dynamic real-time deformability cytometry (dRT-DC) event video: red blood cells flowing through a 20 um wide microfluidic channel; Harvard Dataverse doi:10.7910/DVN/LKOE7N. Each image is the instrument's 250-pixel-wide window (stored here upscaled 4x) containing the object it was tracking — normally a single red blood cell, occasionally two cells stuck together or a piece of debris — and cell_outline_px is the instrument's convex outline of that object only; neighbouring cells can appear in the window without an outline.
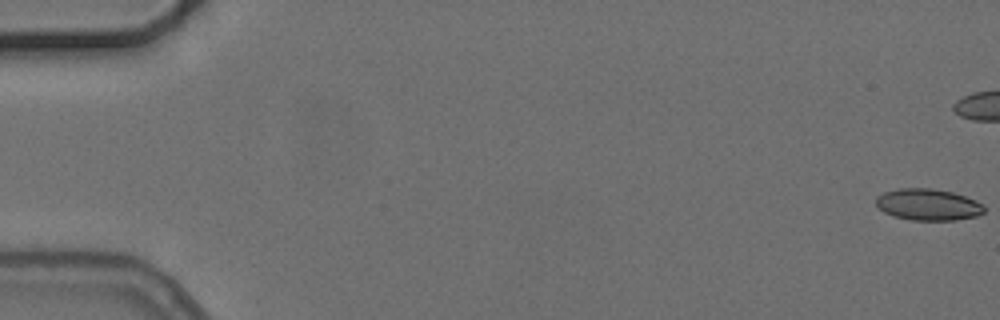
{"species": "common noctule bat (a hibernating species)", "species_latin": "Nyctalus noctula", "temperature_condition": "cold", "stored_images_in_passage": 3, "camera_frame_rate_fps": 3000, "um_per_image_px": 0.085, "animal": {"sex": "female", "body_mass_g": 24.6, "forearm_length_mm": 56.2}, "frame": {"image": 1, "passage_image": 1, "time_ms": 0.0, "image_size_px": [1000, 320], "cell_outline_px": [[984, 212], [976, 216], [956, 220], [912, 220], [892, 216], [884, 212], [876, 204], [876, 196], [884, 192], [900, 188], [932, 188], [952, 192], [976, 200], [984, 204]], "centroid_in_image_um": [78.89, 17.39], "position_along_channel_um": 6.1, "area_um2": 19.94}}